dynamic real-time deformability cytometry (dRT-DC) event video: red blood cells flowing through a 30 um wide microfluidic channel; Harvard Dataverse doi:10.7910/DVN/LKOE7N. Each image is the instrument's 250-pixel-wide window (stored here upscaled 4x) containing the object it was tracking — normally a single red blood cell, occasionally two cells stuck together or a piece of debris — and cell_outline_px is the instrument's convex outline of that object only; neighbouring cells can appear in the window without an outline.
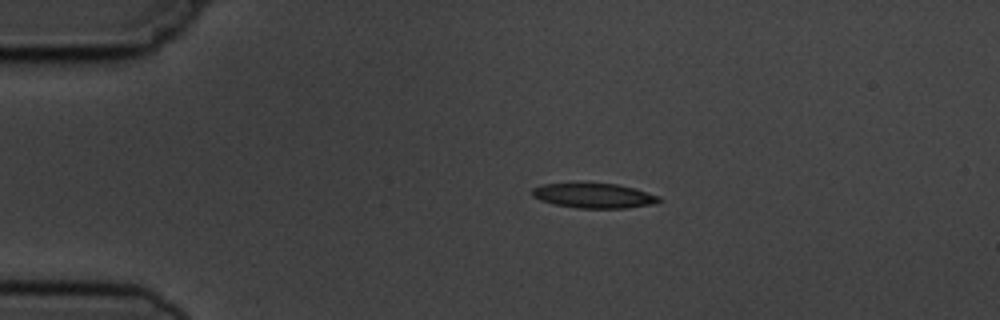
{"species": "common noctule bat (a hibernating species)", "species_latin": "Nyctalus noctula", "temperature_condition": "cold", "stored_images_in_passage": 6, "camera_frame_rate_fps": 3000, "um_per_image_px": 0.085, "animal": {"sex": "male", "body_mass_g": 19.5, "forearm_length_mm": 54.6}, "frame": {"image": 1, "passage_image": 3, "time_ms": 2.333, "image_size_px": [1000, 320], "cell_outline_px": [[664, 200], [656, 204], [624, 208], [576, 208], [556, 204], [540, 200], [532, 196], [532, 188], [544, 184], [616, 184], [636, 188], [660, 196]], "centroid_in_image_um": [50.56, 16.64], "position_along_channel_um": 34.4, "area_um2": 18.26}}
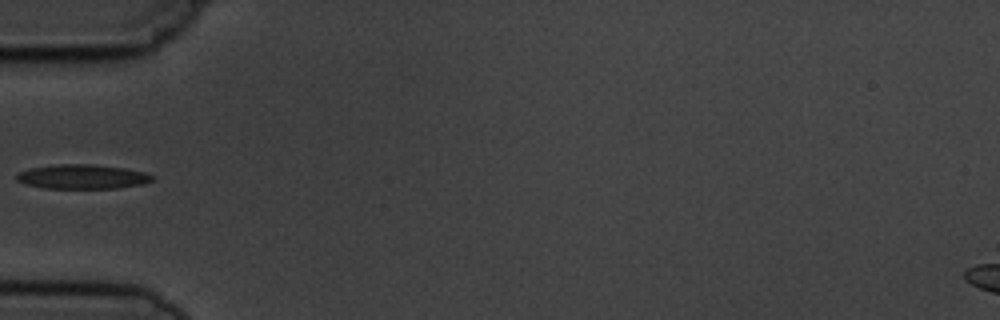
{"frame": {"image": 2, "passage_image": 5, "time_ms": 4.667, "image_size_px": [1000, 320], "cell_outline_px": [[156, 180], [144, 184], [120, 188], [44, 188], [28, 184], [16, 180], [16, 176], [20, 172], [32, 168], [60, 164], [92, 164], [124, 168], [144, 172], [156, 176]], "centroid_in_image_um": [7.1, 15.02], "position_along_channel_um": 77.9, "area_um2": 19.25}}
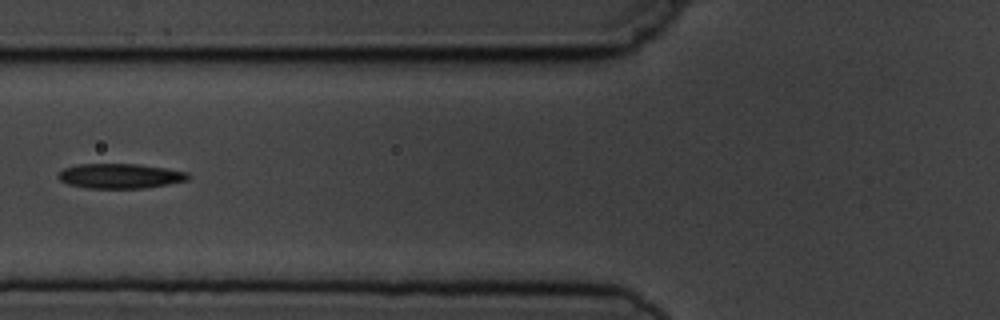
{"frame": {"image": 3, "passage_image": 6, "time_ms": 5.667, "image_size_px": [1000, 320], "cell_outline_px": [[188, 180], [168, 184], [144, 188], [84, 188], [68, 184], [60, 180], [56, 176], [64, 168], [76, 164], [136, 164], [164, 168], [188, 172]], "centroid_in_image_um": [10.17, 14.96], "position_along_channel_um": 115.6, "area_um2": 18.73}}